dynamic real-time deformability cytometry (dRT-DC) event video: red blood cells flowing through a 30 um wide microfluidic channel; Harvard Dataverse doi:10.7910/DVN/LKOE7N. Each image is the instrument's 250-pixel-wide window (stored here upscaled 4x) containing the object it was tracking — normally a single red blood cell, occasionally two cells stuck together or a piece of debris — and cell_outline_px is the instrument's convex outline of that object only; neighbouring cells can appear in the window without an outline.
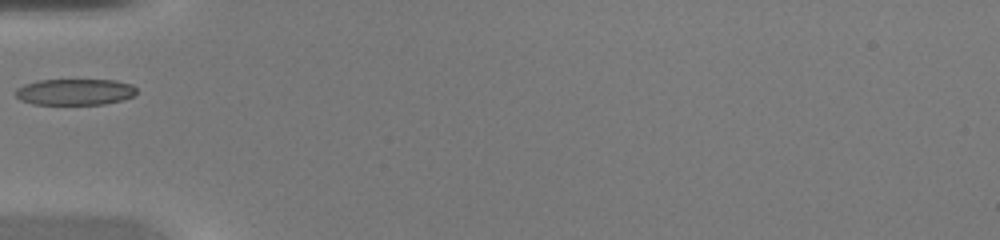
{"species": "common noctule bat (a hibernating species)", "species_latin": "Nyctalus noctula", "temperature_condition": "warm", "stored_images_in_passage": 12, "camera_frame_rate_fps": 3000, "um_per_image_px": 0.085, "animal": {"sex": "female", "body_mass_g": 20.0, "forearm_length_mm": 54.0}, "frame": {"image": 1, "passage_image": 1, "time_ms": 0.0, "image_size_px": [1000, 240], "cell_outline_px": [[136, 92], [132, 96], [124, 100], [104, 104], [32, 104], [20, 100], [16, 96], [16, 88], [24, 84], [36, 80], [116, 80], [132, 84], [136, 88]], "centroid_in_image_um": [6.36, 7.81], "position_along_channel_um": 78.6, "area_um2": 18.61}}
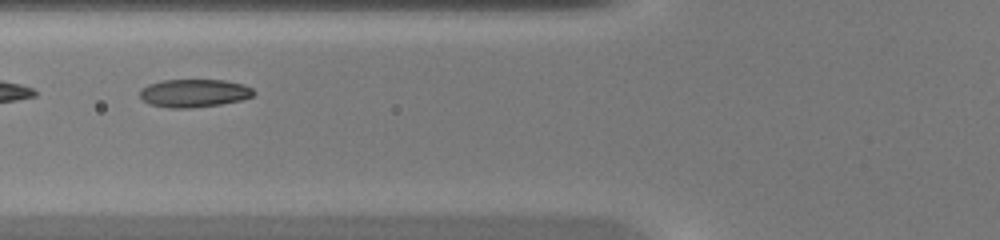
{"frame": {"image": 2, "passage_image": 3, "time_ms": 0.667, "image_size_px": [1000, 240], "cell_outline_px": [[256, 92], [252, 96], [240, 100], [220, 104], [192, 108], [168, 108], [148, 104], [140, 96], [140, 88], [148, 84], [164, 80], [224, 80], [244, 84], [252, 88]], "centroid_in_image_um": [16.48, 7.91], "position_along_channel_um": 109.3, "area_um2": 18.67}}
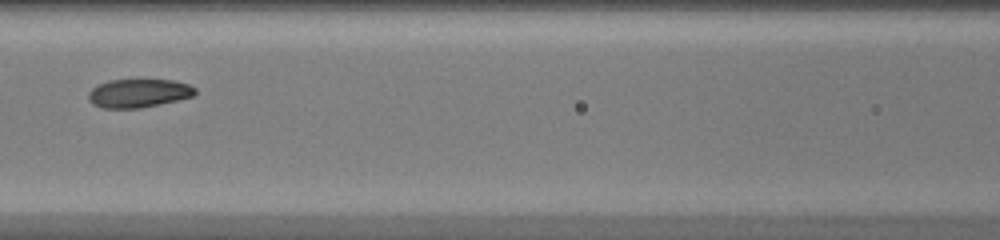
{"frame": {"image": 3, "passage_image": 6, "time_ms": 1.667, "image_size_px": [1000, 240], "cell_outline_px": [[196, 92], [192, 96], [176, 100], [140, 108], [100, 108], [92, 104], [88, 100], [88, 92], [92, 88], [108, 80], [176, 80], [188, 84], [196, 88]], "centroid_in_image_um": [11.74, 7.92], "position_along_channel_um": 154.9, "area_um2": 17.69}}